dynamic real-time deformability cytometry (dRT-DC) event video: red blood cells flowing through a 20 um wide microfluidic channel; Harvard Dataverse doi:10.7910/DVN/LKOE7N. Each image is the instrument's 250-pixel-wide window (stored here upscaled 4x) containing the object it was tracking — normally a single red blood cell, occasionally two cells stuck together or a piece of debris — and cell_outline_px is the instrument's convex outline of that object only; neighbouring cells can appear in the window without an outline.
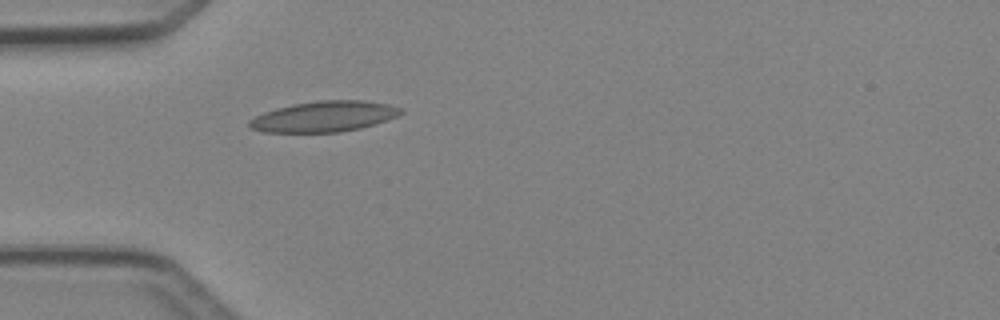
{"species": "Egyptian fruit bat (a non-hibernating species)", "species_latin": "Rousettus aegyptiacus", "temperature_condition": "cold", "stored_images_in_passage": 1, "camera_frame_rate_fps": 3000, "um_per_image_px": 0.085, "animal": {"sex": "female"}, "frame": {"image": 1, "passage_image": 1, "time_ms": 0.0, "image_size_px": [1000, 320], "cell_outline_px": [[404, 112], [388, 120], [360, 128], [340, 132], [264, 132], [252, 128], [248, 124], [248, 120], [264, 112], [276, 108], [292, 104], [316, 100], [364, 100], [388, 104], [404, 108]], "centroid_in_image_um": [27.57, 9.89], "position_along_channel_um": 57.4, "area_um2": 27.17}}